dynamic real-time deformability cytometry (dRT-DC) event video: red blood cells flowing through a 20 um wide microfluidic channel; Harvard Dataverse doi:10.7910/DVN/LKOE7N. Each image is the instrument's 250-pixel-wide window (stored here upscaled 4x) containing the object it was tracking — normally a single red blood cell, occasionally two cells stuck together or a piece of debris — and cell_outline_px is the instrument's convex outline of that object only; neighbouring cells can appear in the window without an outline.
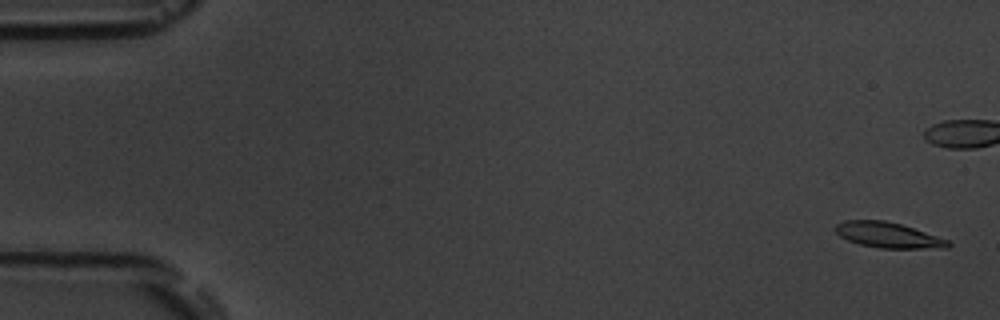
{"species": "common noctule bat (a hibernating species)", "species_latin": "Nyctalus noctula", "temperature_condition": "room temperature", "stored_images_in_passage": 4, "camera_frame_rate_fps": 3000, "um_per_image_px": 0.085, "animal": {"sex": "male", "body_mass_g": 19.5, "forearm_length_mm": 54.6}, "frame": {"image": 1, "passage_image": 1, "time_ms": 0.0, "image_size_px": [1000, 320], "cell_outline_px": [[952, 244], [948, 248], [880, 248], [860, 244], [848, 240], [840, 236], [832, 228], [836, 224], [844, 220], [884, 220], [900, 224], [948, 240]], "centroid_in_image_um": [75.45, 19.98], "position_along_channel_um": 9.6, "area_um2": 16.59}}